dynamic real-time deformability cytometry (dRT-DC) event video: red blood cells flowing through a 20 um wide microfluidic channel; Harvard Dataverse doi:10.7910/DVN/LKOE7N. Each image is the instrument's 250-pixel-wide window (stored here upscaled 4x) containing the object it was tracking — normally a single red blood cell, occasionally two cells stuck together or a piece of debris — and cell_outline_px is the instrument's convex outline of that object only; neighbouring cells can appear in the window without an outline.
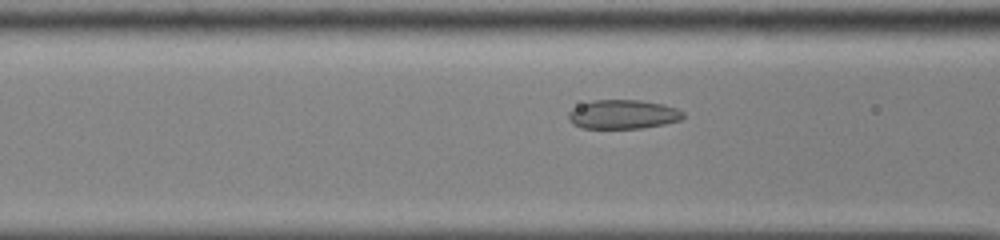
{"species": "common noctule bat (a hibernating species)", "species_latin": "Nyctalus noctula", "temperature_condition": "cold", "stored_images_in_passage": 42, "camera_frame_rate_fps": 3000, "um_per_image_px": 0.085, "animal": {"sex": "male", "body_mass_g": 13.0, "forearm_length_mm": 53.1}, "frame": {"image": 1, "passage_image": 11, "time_ms": 3.333, "image_size_px": [1000, 240], "cell_outline_px": [[684, 116], [680, 120], [664, 124], [640, 128], [580, 128], [572, 124], [568, 120], [568, 112], [572, 108], [580, 104], [592, 100], [640, 100], [664, 104], [676, 108], [684, 112]], "centroid_in_image_um": [52.92, 9.72], "position_along_channel_um": 113.7, "area_um2": 19.59}}
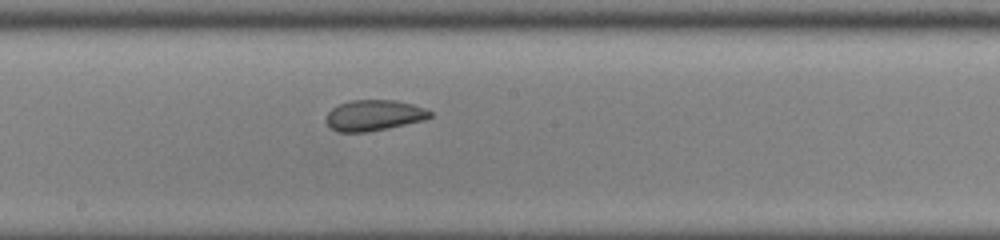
{"frame": {"image": 2, "passage_image": 19, "time_ms": 6.0, "image_size_px": [1000, 240], "cell_outline_px": [[432, 116], [424, 120], [388, 128], [368, 132], [336, 132], [328, 128], [324, 120], [328, 112], [332, 108], [340, 104], [352, 100], [396, 100], [412, 104], [424, 108], [432, 112]], "centroid_in_image_um": [31.74, 9.82], "position_along_channel_um": 216.5, "area_um2": 18.84}}
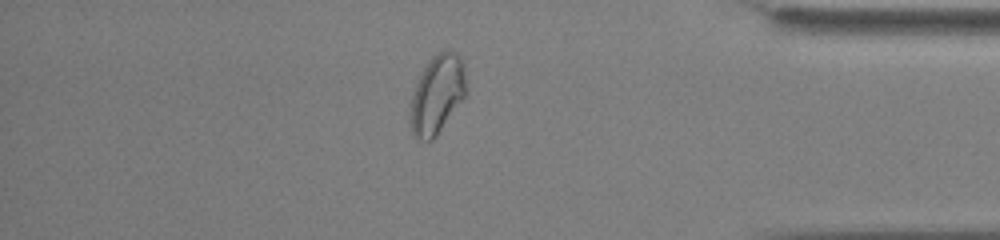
{"frame": {"image": 3, "passage_image": 35, "time_ms": 11.333, "image_size_px": [1000, 240], "cell_outline_px": [[468, 92], [436, 136], [432, 140], [420, 140], [412, 136], [408, 104], [416, 84], [428, 60], [436, 52], [444, 48], [448, 48], [456, 52], [464, 64], [468, 88]], "centroid_in_image_um": [37.16, 7.99], "position_along_channel_um": 398.0, "area_um2": 26.3}, "authors_computed_cell_mechanics": {"area_um2": 19.941, "velocity_mm_per_s": 3.8563, "shape_relaxation_time_tau1_ms": 7.9286, "shape_relaxation_time_tau2_ms": 1.4943, "deformation_change_tau1": 0.1277, "deformation_change_tau2": 0.046}}